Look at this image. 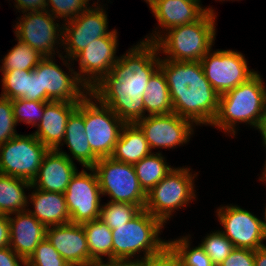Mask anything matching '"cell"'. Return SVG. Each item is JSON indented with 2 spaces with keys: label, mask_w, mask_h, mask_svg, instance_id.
I'll return each instance as SVG.
<instances>
[{
  "label": "cell",
  "mask_w": 266,
  "mask_h": 266,
  "mask_svg": "<svg viewBox=\"0 0 266 266\" xmlns=\"http://www.w3.org/2000/svg\"><path fill=\"white\" fill-rule=\"evenodd\" d=\"M159 68L169 88L173 112L196 125H211L220 95L205 77L200 61L161 59Z\"/></svg>",
  "instance_id": "6da1fadb"
},
{
  "label": "cell",
  "mask_w": 266,
  "mask_h": 266,
  "mask_svg": "<svg viewBox=\"0 0 266 266\" xmlns=\"http://www.w3.org/2000/svg\"><path fill=\"white\" fill-rule=\"evenodd\" d=\"M261 77L256 72L246 82L220 95L218 111L211 126L232 136L236 134L238 123L258 129L266 108V86Z\"/></svg>",
  "instance_id": "7a4b0ae2"
},
{
  "label": "cell",
  "mask_w": 266,
  "mask_h": 266,
  "mask_svg": "<svg viewBox=\"0 0 266 266\" xmlns=\"http://www.w3.org/2000/svg\"><path fill=\"white\" fill-rule=\"evenodd\" d=\"M215 12L207 11L199 20L168 29L155 41L158 50L174 61H200L214 45ZM166 33V34H165Z\"/></svg>",
  "instance_id": "3957f363"
},
{
  "label": "cell",
  "mask_w": 266,
  "mask_h": 266,
  "mask_svg": "<svg viewBox=\"0 0 266 266\" xmlns=\"http://www.w3.org/2000/svg\"><path fill=\"white\" fill-rule=\"evenodd\" d=\"M164 226L160 219L142 209L128 223L112 230L113 259L133 260L135 255L144 252L143 257L136 258L144 260L160 252L168 244L158 237Z\"/></svg>",
  "instance_id": "277c9868"
},
{
  "label": "cell",
  "mask_w": 266,
  "mask_h": 266,
  "mask_svg": "<svg viewBox=\"0 0 266 266\" xmlns=\"http://www.w3.org/2000/svg\"><path fill=\"white\" fill-rule=\"evenodd\" d=\"M128 50L92 89H146L151 76L159 69L157 44L142 40Z\"/></svg>",
  "instance_id": "5b68a950"
},
{
  "label": "cell",
  "mask_w": 266,
  "mask_h": 266,
  "mask_svg": "<svg viewBox=\"0 0 266 266\" xmlns=\"http://www.w3.org/2000/svg\"><path fill=\"white\" fill-rule=\"evenodd\" d=\"M188 167L173 168L155 187L146 194L144 209L167 223L174 210L184 208L196 198L194 178Z\"/></svg>",
  "instance_id": "8992f818"
},
{
  "label": "cell",
  "mask_w": 266,
  "mask_h": 266,
  "mask_svg": "<svg viewBox=\"0 0 266 266\" xmlns=\"http://www.w3.org/2000/svg\"><path fill=\"white\" fill-rule=\"evenodd\" d=\"M92 168L97 174L101 194L108 195L109 201L131 203L144 209L146 193L139 184L133 164L107 157L100 158Z\"/></svg>",
  "instance_id": "52a82bcc"
},
{
  "label": "cell",
  "mask_w": 266,
  "mask_h": 266,
  "mask_svg": "<svg viewBox=\"0 0 266 266\" xmlns=\"http://www.w3.org/2000/svg\"><path fill=\"white\" fill-rule=\"evenodd\" d=\"M84 124L93 153L99 159L110 157L126 123L89 92L84 97Z\"/></svg>",
  "instance_id": "ba28073f"
},
{
  "label": "cell",
  "mask_w": 266,
  "mask_h": 266,
  "mask_svg": "<svg viewBox=\"0 0 266 266\" xmlns=\"http://www.w3.org/2000/svg\"><path fill=\"white\" fill-rule=\"evenodd\" d=\"M48 150L33 134H19L0 145V174L31 183Z\"/></svg>",
  "instance_id": "9c48e42d"
},
{
  "label": "cell",
  "mask_w": 266,
  "mask_h": 266,
  "mask_svg": "<svg viewBox=\"0 0 266 266\" xmlns=\"http://www.w3.org/2000/svg\"><path fill=\"white\" fill-rule=\"evenodd\" d=\"M58 54L63 64L67 67L70 74L64 72L51 57H44L33 70L40 75L41 101H65L79 103L87 94L89 89L79 80L77 73L70 68V63L64 59L65 56ZM70 65V66H69Z\"/></svg>",
  "instance_id": "30bf717a"
},
{
  "label": "cell",
  "mask_w": 266,
  "mask_h": 266,
  "mask_svg": "<svg viewBox=\"0 0 266 266\" xmlns=\"http://www.w3.org/2000/svg\"><path fill=\"white\" fill-rule=\"evenodd\" d=\"M212 49L200 60L205 77L219 95L246 82L257 71L249 69L245 56L238 51Z\"/></svg>",
  "instance_id": "8fae6325"
},
{
  "label": "cell",
  "mask_w": 266,
  "mask_h": 266,
  "mask_svg": "<svg viewBox=\"0 0 266 266\" xmlns=\"http://www.w3.org/2000/svg\"><path fill=\"white\" fill-rule=\"evenodd\" d=\"M22 14L14 27L16 40L28 44L44 57H54L57 46L63 43V25L55 23L57 18L47 10Z\"/></svg>",
  "instance_id": "7c38bea8"
},
{
  "label": "cell",
  "mask_w": 266,
  "mask_h": 266,
  "mask_svg": "<svg viewBox=\"0 0 266 266\" xmlns=\"http://www.w3.org/2000/svg\"><path fill=\"white\" fill-rule=\"evenodd\" d=\"M85 170L76 172L64 192L71 222L77 224L98 219L102 205L97 174L92 167Z\"/></svg>",
  "instance_id": "4fadbf2b"
},
{
  "label": "cell",
  "mask_w": 266,
  "mask_h": 266,
  "mask_svg": "<svg viewBox=\"0 0 266 266\" xmlns=\"http://www.w3.org/2000/svg\"><path fill=\"white\" fill-rule=\"evenodd\" d=\"M98 1L97 4L93 3L94 6H89L76 18L62 23V46L65 47L66 55L64 56L66 59L68 58L69 62L95 39L108 36L112 32V30H107V14Z\"/></svg>",
  "instance_id": "5bb4252c"
},
{
  "label": "cell",
  "mask_w": 266,
  "mask_h": 266,
  "mask_svg": "<svg viewBox=\"0 0 266 266\" xmlns=\"http://www.w3.org/2000/svg\"><path fill=\"white\" fill-rule=\"evenodd\" d=\"M117 30L113 29L108 36L100 37L91 42L73 59L79 62L76 71L79 80L89 89L95 87L117 63L118 47Z\"/></svg>",
  "instance_id": "9a60e30c"
},
{
  "label": "cell",
  "mask_w": 266,
  "mask_h": 266,
  "mask_svg": "<svg viewBox=\"0 0 266 266\" xmlns=\"http://www.w3.org/2000/svg\"><path fill=\"white\" fill-rule=\"evenodd\" d=\"M136 124L143 131L151 151L155 148L173 149L186 144L194 134L195 125L174 112L145 116Z\"/></svg>",
  "instance_id": "2e32d148"
},
{
  "label": "cell",
  "mask_w": 266,
  "mask_h": 266,
  "mask_svg": "<svg viewBox=\"0 0 266 266\" xmlns=\"http://www.w3.org/2000/svg\"><path fill=\"white\" fill-rule=\"evenodd\" d=\"M217 216L223 226L221 232L232 242L234 248L257 250L263 244L261 219L237 205L217 208Z\"/></svg>",
  "instance_id": "e0dca14e"
},
{
  "label": "cell",
  "mask_w": 266,
  "mask_h": 266,
  "mask_svg": "<svg viewBox=\"0 0 266 266\" xmlns=\"http://www.w3.org/2000/svg\"><path fill=\"white\" fill-rule=\"evenodd\" d=\"M46 239L71 266H90V254L82 224L49 226Z\"/></svg>",
  "instance_id": "ac0fdd59"
},
{
  "label": "cell",
  "mask_w": 266,
  "mask_h": 266,
  "mask_svg": "<svg viewBox=\"0 0 266 266\" xmlns=\"http://www.w3.org/2000/svg\"><path fill=\"white\" fill-rule=\"evenodd\" d=\"M201 1L192 0H156L151 9L154 17L158 21V27L164 28L161 32L158 30L145 38V41L155 42L164 31L193 23L199 20L207 11L214 12L212 7H202Z\"/></svg>",
  "instance_id": "d6986e66"
},
{
  "label": "cell",
  "mask_w": 266,
  "mask_h": 266,
  "mask_svg": "<svg viewBox=\"0 0 266 266\" xmlns=\"http://www.w3.org/2000/svg\"><path fill=\"white\" fill-rule=\"evenodd\" d=\"M77 171L73 160L57 150L49 149L43 157L37 176L31 182L30 190L36 188L64 194Z\"/></svg>",
  "instance_id": "ffe728a7"
},
{
  "label": "cell",
  "mask_w": 266,
  "mask_h": 266,
  "mask_svg": "<svg viewBox=\"0 0 266 266\" xmlns=\"http://www.w3.org/2000/svg\"><path fill=\"white\" fill-rule=\"evenodd\" d=\"M8 219L10 227L9 247L26 262L39 243L46 238L47 227L27 210L10 214Z\"/></svg>",
  "instance_id": "44dd1931"
},
{
  "label": "cell",
  "mask_w": 266,
  "mask_h": 266,
  "mask_svg": "<svg viewBox=\"0 0 266 266\" xmlns=\"http://www.w3.org/2000/svg\"><path fill=\"white\" fill-rule=\"evenodd\" d=\"M78 103L50 101L45 104L44 114L32 133L48 149L56 150L64 145L65 129L70 114Z\"/></svg>",
  "instance_id": "7402d4cb"
},
{
  "label": "cell",
  "mask_w": 266,
  "mask_h": 266,
  "mask_svg": "<svg viewBox=\"0 0 266 266\" xmlns=\"http://www.w3.org/2000/svg\"><path fill=\"white\" fill-rule=\"evenodd\" d=\"M143 89H91L98 101L108 106L125 123H136L144 118L145 106Z\"/></svg>",
  "instance_id": "603a6c76"
},
{
  "label": "cell",
  "mask_w": 266,
  "mask_h": 266,
  "mask_svg": "<svg viewBox=\"0 0 266 266\" xmlns=\"http://www.w3.org/2000/svg\"><path fill=\"white\" fill-rule=\"evenodd\" d=\"M63 142L67 145L72 155H68L66 152L62 151V148H57L56 150L66 155L70 160L74 158L81 163L83 168L93 167L99 160L91 150L85 133L84 98L78 103L77 108L68 118ZM70 156H72V158Z\"/></svg>",
  "instance_id": "cb8c5ba5"
},
{
  "label": "cell",
  "mask_w": 266,
  "mask_h": 266,
  "mask_svg": "<svg viewBox=\"0 0 266 266\" xmlns=\"http://www.w3.org/2000/svg\"><path fill=\"white\" fill-rule=\"evenodd\" d=\"M28 199L34 207L33 210L29 208L26 210L46 227L71 222L63 193L41 191L35 188L31 195H28Z\"/></svg>",
  "instance_id": "d4e9b609"
},
{
  "label": "cell",
  "mask_w": 266,
  "mask_h": 266,
  "mask_svg": "<svg viewBox=\"0 0 266 266\" xmlns=\"http://www.w3.org/2000/svg\"><path fill=\"white\" fill-rule=\"evenodd\" d=\"M151 153L140 127L136 123H126L110 157L119 162L135 164Z\"/></svg>",
  "instance_id": "484cf974"
},
{
  "label": "cell",
  "mask_w": 266,
  "mask_h": 266,
  "mask_svg": "<svg viewBox=\"0 0 266 266\" xmlns=\"http://www.w3.org/2000/svg\"><path fill=\"white\" fill-rule=\"evenodd\" d=\"M90 254V266L96 262L113 260L112 230L100 218L82 224ZM103 257V258H102Z\"/></svg>",
  "instance_id": "4316f807"
},
{
  "label": "cell",
  "mask_w": 266,
  "mask_h": 266,
  "mask_svg": "<svg viewBox=\"0 0 266 266\" xmlns=\"http://www.w3.org/2000/svg\"><path fill=\"white\" fill-rule=\"evenodd\" d=\"M31 183L24 179L0 174V214L10 215L25 211L29 205L24 189H30Z\"/></svg>",
  "instance_id": "83f0119b"
},
{
  "label": "cell",
  "mask_w": 266,
  "mask_h": 266,
  "mask_svg": "<svg viewBox=\"0 0 266 266\" xmlns=\"http://www.w3.org/2000/svg\"><path fill=\"white\" fill-rule=\"evenodd\" d=\"M143 102L147 116L162 115L173 112L167 80L159 68L148 81L144 91Z\"/></svg>",
  "instance_id": "f1b7e54d"
},
{
  "label": "cell",
  "mask_w": 266,
  "mask_h": 266,
  "mask_svg": "<svg viewBox=\"0 0 266 266\" xmlns=\"http://www.w3.org/2000/svg\"><path fill=\"white\" fill-rule=\"evenodd\" d=\"M133 167L139 184L146 194L173 169L167 164L161 152L151 153L133 164Z\"/></svg>",
  "instance_id": "f546056e"
},
{
  "label": "cell",
  "mask_w": 266,
  "mask_h": 266,
  "mask_svg": "<svg viewBox=\"0 0 266 266\" xmlns=\"http://www.w3.org/2000/svg\"><path fill=\"white\" fill-rule=\"evenodd\" d=\"M17 44L3 57L0 71L34 70L44 58L28 44L17 40Z\"/></svg>",
  "instance_id": "4dcf8cb0"
},
{
  "label": "cell",
  "mask_w": 266,
  "mask_h": 266,
  "mask_svg": "<svg viewBox=\"0 0 266 266\" xmlns=\"http://www.w3.org/2000/svg\"><path fill=\"white\" fill-rule=\"evenodd\" d=\"M141 210L135 204L109 201L105 205H101L99 218L113 230L122 224L128 223Z\"/></svg>",
  "instance_id": "1f68e13d"
},
{
  "label": "cell",
  "mask_w": 266,
  "mask_h": 266,
  "mask_svg": "<svg viewBox=\"0 0 266 266\" xmlns=\"http://www.w3.org/2000/svg\"><path fill=\"white\" fill-rule=\"evenodd\" d=\"M190 239V235H187L180 239L168 240V244L178 254L182 266H215L200 244L197 247H190Z\"/></svg>",
  "instance_id": "d6a6232c"
},
{
  "label": "cell",
  "mask_w": 266,
  "mask_h": 266,
  "mask_svg": "<svg viewBox=\"0 0 266 266\" xmlns=\"http://www.w3.org/2000/svg\"><path fill=\"white\" fill-rule=\"evenodd\" d=\"M200 245L215 266H218L234 249L232 242L220 230L206 235Z\"/></svg>",
  "instance_id": "836d02e7"
},
{
  "label": "cell",
  "mask_w": 266,
  "mask_h": 266,
  "mask_svg": "<svg viewBox=\"0 0 266 266\" xmlns=\"http://www.w3.org/2000/svg\"><path fill=\"white\" fill-rule=\"evenodd\" d=\"M13 107V115L16 123L24 122V124L37 126L44 114V101H32L26 99L11 100Z\"/></svg>",
  "instance_id": "e575fe53"
},
{
  "label": "cell",
  "mask_w": 266,
  "mask_h": 266,
  "mask_svg": "<svg viewBox=\"0 0 266 266\" xmlns=\"http://www.w3.org/2000/svg\"><path fill=\"white\" fill-rule=\"evenodd\" d=\"M30 70L1 71V96L14 100L21 99L26 94L27 77Z\"/></svg>",
  "instance_id": "d590c367"
},
{
  "label": "cell",
  "mask_w": 266,
  "mask_h": 266,
  "mask_svg": "<svg viewBox=\"0 0 266 266\" xmlns=\"http://www.w3.org/2000/svg\"><path fill=\"white\" fill-rule=\"evenodd\" d=\"M25 266H71L60 256L52 244L45 238L35 248Z\"/></svg>",
  "instance_id": "8d00e7d4"
},
{
  "label": "cell",
  "mask_w": 266,
  "mask_h": 266,
  "mask_svg": "<svg viewBox=\"0 0 266 266\" xmlns=\"http://www.w3.org/2000/svg\"><path fill=\"white\" fill-rule=\"evenodd\" d=\"M87 0H46V10L55 18L69 21L88 8ZM48 7H51L49 9Z\"/></svg>",
  "instance_id": "74e56055"
},
{
  "label": "cell",
  "mask_w": 266,
  "mask_h": 266,
  "mask_svg": "<svg viewBox=\"0 0 266 266\" xmlns=\"http://www.w3.org/2000/svg\"><path fill=\"white\" fill-rule=\"evenodd\" d=\"M11 99L0 96V145L19 135Z\"/></svg>",
  "instance_id": "f35d334b"
},
{
  "label": "cell",
  "mask_w": 266,
  "mask_h": 266,
  "mask_svg": "<svg viewBox=\"0 0 266 266\" xmlns=\"http://www.w3.org/2000/svg\"><path fill=\"white\" fill-rule=\"evenodd\" d=\"M143 266H182L181 260L174 249L167 244L160 252L142 260Z\"/></svg>",
  "instance_id": "ab89813d"
},
{
  "label": "cell",
  "mask_w": 266,
  "mask_h": 266,
  "mask_svg": "<svg viewBox=\"0 0 266 266\" xmlns=\"http://www.w3.org/2000/svg\"><path fill=\"white\" fill-rule=\"evenodd\" d=\"M218 266H254V250L234 248Z\"/></svg>",
  "instance_id": "60d3db41"
},
{
  "label": "cell",
  "mask_w": 266,
  "mask_h": 266,
  "mask_svg": "<svg viewBox=\"0 0 266 266\" xmlns=\"http://www.w3.org/2000/svg\"><path fill=\"white\" fill-rule=\"evenodd\" d=\"M23 99L41 101L40 75H37L33 70H30L28 73L26 94Z\"/></svg>",
  "instance_id": "b9f144b4"
},
{
  "label": "cell",
  "mask_w": 266,
  "mask_h": 266,
  "mask_svg": "<svg viewBox=\"0 0 266 266\" xmlns=\"http://www.w3.org/2000/svg\"><path fill=\"white\" fill-rule=\"evenodd\" d=\"M25 266L26 262L9 246L0 248V266Z\"/></svg>",
  "instance_id": "7bdbcfd3"
},
{
  "label": "cell",
  "mask_w": 266,
  "mask_h": 266,
  "mask_svg": "<svg viewBox=\"0 0 266 266\" xmlns=\"http://www.w3.org/2000/svg\"><path fill=\"white\" fill-rule=\"evenodd\" d=\"M15 7L23 13L46 10V0H14Z\"/></svg>",
  "instance_id": "ee69618b"
},
{
  "label": "cell",
  "mask_w": 266,
  "mask_h": 266,
  "mask_svg": "<svg viewBox=\"0 0 266 266\" xmlns=\"http://www.w3.org/2000/svg\"><path fill=\"white\" fill-rule=\"evenodd\" d=\"M10 244V227L8 215L0 214V248Z\"/></svg>",
  "instance_id": "f6af8a7d"
},
{
  "label": "cell",
  "mask_w": 266,
  "mask_h": 266,
  "mask_svg": "<svg viewBox=\"0 0 266 266\" xmlns=\"http://www.w3.org/2000/svg\"><path fill=\"white\" fill-rule=\"evenodd\" d=\"M106 261H101V262H96L92 266H143L142 260L135 259V260H121V259H113V260H108Z\"/></svg>",
  "instance_id": "bcb514c9"
},
{
  "label": "cell",
  "mask_w": 266,
  "mask_h": 266,
  "mask_svg": "<svg viewBox=\"0 0 266 266\" xmlns=\"http://www.w3.org/2000/svg\"><path fill=\"white\" fill-rule=\"evenodd\" d=\"M254 266H266V246L254 250Z\"/></svg>",
  "instance_id": "7dc6e473"
},
{
  "label": "cell",
  "mask_w": 266,
  "mask_h": 266,
  "mask_svg": "<svg viewBox=\"0 0 266 266\" xmlns=\"http://www.w3.org/2000/svg\"><path fill=\"white\" fill-rule=\"evenodd\" d=\"M261 133V136H262V140H263V145L266 146V108H265V112L262 116V120H261V123L258 127V129Z\"/></svg>",
  "instance_id": "c3c4849f"
},
{
  "label": "cell",
  "mask_w": 266,
  "mask_h": 266,
  "mask_svg": "<svg viewBox=\"0 0 266 266\" xmlns=\"http://www.w3.org/2000/svg\"><path fill=\"white\" fill-rule=\"evenodd\" d=\"M264 220H261V224H262V232H263V236L264 239L266 240V206H265V212H264Z\"/></svg>",
  "instance_id": "681fc988"
},
{
  "label": "cell",
  "mask_w": 266,
  "mask_h": 266,
  "mask_svg": "<svg viewBox=\"0 0 266 266\" xmlns=\"http://www.w3.org/2000/svg\"><path fill=\"white\" fill-rule=\"evenodd\" d=\"M265 148H266V146H265ZM264 171L262 172V177H260L259 179H260V181H265V183H266V160H265V164H264Z\"/></svg>",
  "instance_id": "f907efd6"
},
{
  "label": "cell",
  "mask_w": 266,
  "mask_h": 266,
  "mask_svg": "<svg viewBox=\"0 0 266 266\" xmlns=\"http://www.w3.org/2000/svg\"><path fill=\"white\" fill-rule=\"evenodd\" d=\"M147 4H149V7L156 1V0H144Z\"/></svg>",
  "instance_id": "816d5d0a"
}]
</instances>
